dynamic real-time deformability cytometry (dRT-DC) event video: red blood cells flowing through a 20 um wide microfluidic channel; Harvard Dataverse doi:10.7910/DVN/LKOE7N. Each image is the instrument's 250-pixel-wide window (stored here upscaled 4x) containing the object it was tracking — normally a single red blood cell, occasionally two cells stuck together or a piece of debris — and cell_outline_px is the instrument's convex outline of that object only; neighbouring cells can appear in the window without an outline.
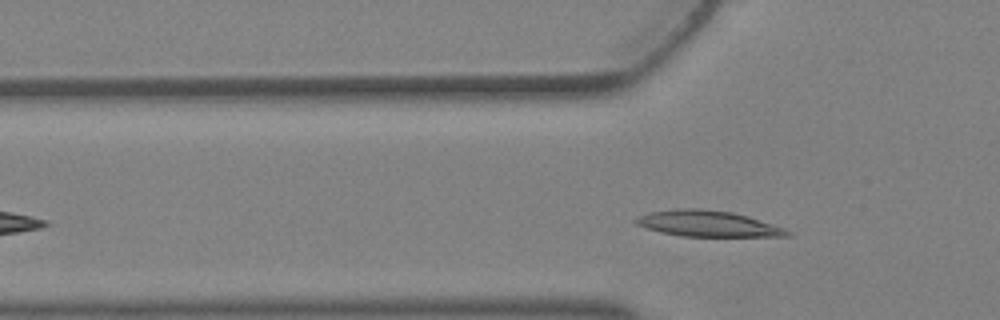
{"species": "Egyptian fruit bat (a non-hibernating species)", "species_latin": "Rousettus aegyptiacus", "temperature_condition": "warm", "stored_images_in_passage": 6, "segment_of_instrument_passage": [2, 2], "camera_frame_rate_fps": 3000, "um_per_image_px": 0.085, "animal": {"sex": "female"}, "frame": {"image": 1, "passage_image": 6, "time_ms": 1.667, "image_size_px": [1000, 320], "cell_outline_px": [[792, 236], [684, 236], [660, 232], [644, 228], [636, 224], [632, 220], [648, 212], [676, 208], [700, 208], [732, 212], [748, 216], [784, 228], [792, 232]], "centroid_in_image_um": [60.13, 19.0], "position_along_channel_um": 65.7, "area_um2": 22.95}}